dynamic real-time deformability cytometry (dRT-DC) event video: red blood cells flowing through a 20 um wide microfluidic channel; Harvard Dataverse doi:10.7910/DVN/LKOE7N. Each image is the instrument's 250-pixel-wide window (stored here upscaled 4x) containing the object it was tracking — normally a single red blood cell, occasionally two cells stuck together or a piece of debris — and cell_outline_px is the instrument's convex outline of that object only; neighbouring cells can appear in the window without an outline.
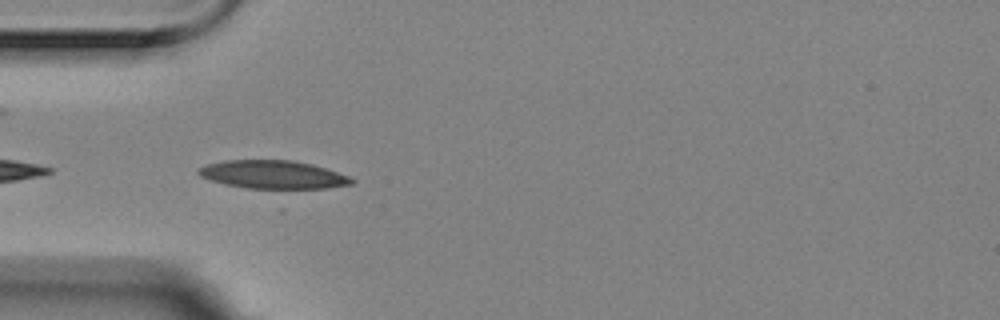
{"species": "Egyptian fruit bat (a non-hibernating species)", "species_latin": "Rousettus aegyptiacus", "temperature_condition": "room temperature", "stored_images_in_passage": 4, "camera_frame_rate_fps": 3000, "um_per_image_px": 0.085, "animal": {"sex": "female"}, "frame": {"image": 1, "passage_image": 3, "time_ms": 0.667, "image_size_px": [1000, 320], "cell_outline_px": [[356, 180], [352, 184], [328, 188], [280, 192], [248, 188], [224, 184], [200, 176], [196, 172], [196, 168], [208, 164], [224, 160], [292, 160], [312, 164], [348, 176]], "centroid_in_image_um": [23.23, 14.89], "position_along_channel_um": 61.8, "area_um2": 26.18}}
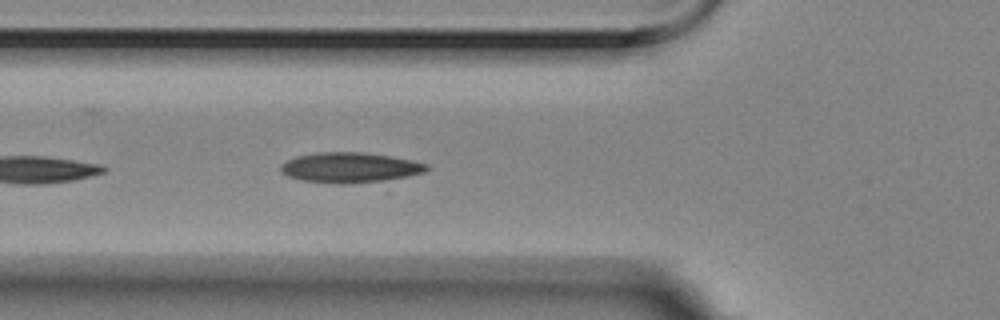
{"frame": {"image": 2, "passage_image": 4, "time_ms": 1.0, "image_size_px": [1000, 320], "cell_outline_px": [[428, 168], [424, 172], [408, 176], [384, 180], [352, 184], [340, 184], [300, 180], [288, 176], [280, 172], [280, 164], [296, 156], [316, 152], [364, 152], [388, 156], [428, 164]], "centroid_in_image_um": [29.68, 14.24], "position_along_channel_um": 96.1, "area_um2": 25.61}}